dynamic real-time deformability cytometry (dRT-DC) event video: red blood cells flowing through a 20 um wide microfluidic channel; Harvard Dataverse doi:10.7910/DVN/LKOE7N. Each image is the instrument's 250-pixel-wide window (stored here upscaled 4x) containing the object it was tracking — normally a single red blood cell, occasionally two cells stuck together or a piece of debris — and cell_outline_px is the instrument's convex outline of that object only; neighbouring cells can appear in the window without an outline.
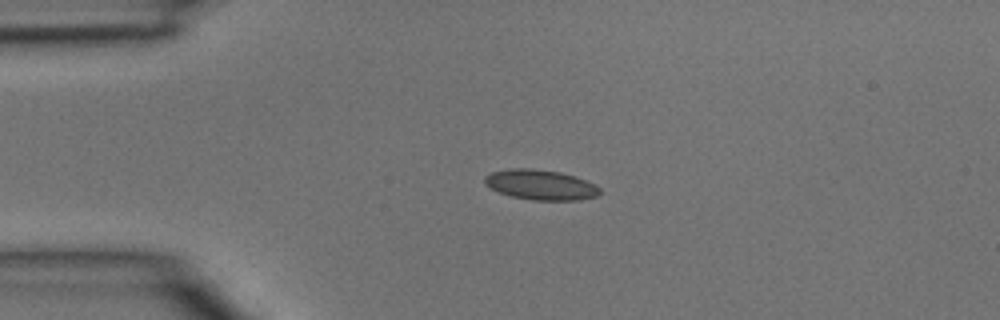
{"species": "common noctule bat (a hibernating species)", "species_latin": "Nyctalus noctula", "temperature_condition": "room temperature", "stored_images_in_passage": 4, "camera_frame_rate_fps": 3000, "um_per_image_px": 0.085, "animal": {"sex": "male", "body_mass_g": 15.6}, "frame": {"image": 1, "passage_image": 2, "time_ms": 0.333, "image_size_px": [1000, 320], "cell_outline_px": [[600, 192], [596, 196], [580, 200], [532, 200], [512, 196], [500, 192], [484, 184], [484, 176], [492, 172], [508, 168], [532, 168], [560, 172], [596, 184], [600, 188]], "centroid_in_image_um": [45.94, 15.7], "position_along_channel_um": 39.1, "area_um2": 20.11}}
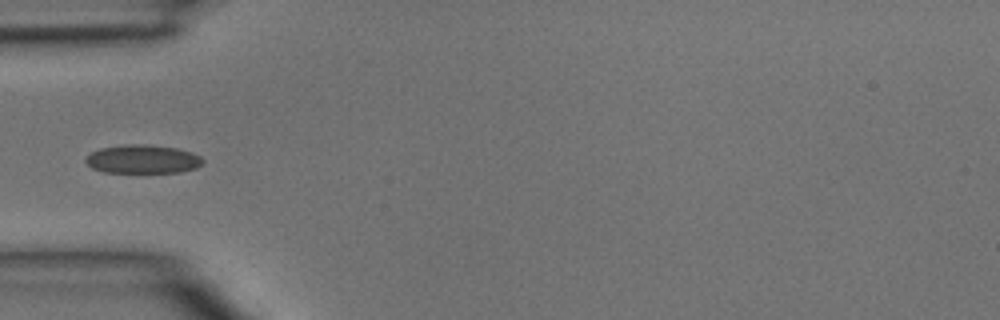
{"frame": {"image": 2, "passage_image": 3, "time_ms": 0.667, "image_size_px": [1000, 320], "cell_outline_px": [[204, 164], [196, 168], [180, 172], [104, 172], [92, 168], [84, 160], [92, 152], [100, 148], [124, 144], [144, 144], [176, 148], [192, 152], [200, 156], [204, 160]], "centroid_in_image_um": [12.16, 13.52], "position_along_channel_um": 72.8, "area_um2": 19.54}}